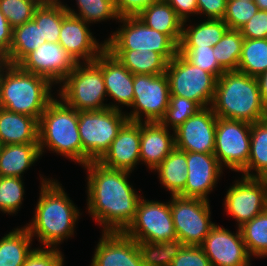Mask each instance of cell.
Here are the masks:
<instances>
[{
  "mask_svg": "<svg viewBox=\"0 0 267 266\" xmlns=\"http://www.w3.org/2000/svg\"><path fill=\"white\" fill-rule=\"evenodd\" d=\"M87 169V210L103 232H124L135 218L140 195L129 184L130 173L108 168L98 161Z\"/></svg>",
  "mask_w": 267,
  "mask_h": 266,
  "instance_id": "cell-1",
  "label": "cell"
},
{
  "mask_svg": "<svg viewBox=\"0 0 267 266\" xmlns=\"http://www.w3.org/2000/svg\"><path fill=\"white\" fill-rule=\"evenodd\" d=\"M41 179L34 217L25 228L31 237H38L43 247L57 248L64 239L73 236L81 214L57 180Z\"/></svg>",
  "mask_w": 267,
  "mask_h": 266,
  "instance_id": "cell-2",
  "label": "cell"
},
{
  "mask_svg": "<svg viewBox=\"0 0 267 266\" xmlns=\"http://www.w3.org/2000/svg\"><path fill=\"white\" fill-rule=\"evenodd\" d=\"M217 117L260 122L267 119L256 77L239 71H225L216 82L210 106Z\"/></svg>",
  "mask_w": 267,
  "mask_h": 266,
  "instance_id": "cell-3",
  "label": "cell"
},
{
  "mask_svg": "<svg viewBox=\"0 0 267 266\" xmlns=\"http://www.w3.org/2000/svg\"><path fill=\"white\" fill-rule=\"evenodd\" d=\"M52 83L39 75L5 63L0 74V107L37 121L54 99Z\"/></svg>",
  "mask_w": 267,
  "mask_h": 266,
  "instance_id": "cell-4",
  "label": "cell"
},
{
  "mask_svg": "<svg viewBox=\"0 0 267 266\" xmlns=\"http://www.w3.org/2000/svg\"><path fill=\"white\" fill-rule=\"evenodd\" d=\"M38 144L41 156L47 146L83 166V148L78 131V111L61 99H53L38 120Z\"/></svg>",
  "mask_w": 267,
  "mask_h": 266,
  "instance_id": "cell-5",
  "label": "cell"
},
{
  "mask_svg": "<svg viewBox=\"0 0 267 266\" xmlns=\"http://www.w3.org/2000/svg\"><path fill=\"white\" fill-rule=\"evenodd\" d=\"M60 84L59 98L77 111H98L109 108L102 69L94 62L76 63Z\"/></svg>",
  "mask_w": 267,
  "mask_h": 266,
  "instance_id": "cell-6",
  "label": "cell"
},
{
  "mask_svg": "<svg viewBox=\"0 0 267 266\" xmlns=\"http://www.w3.org/2000/svg\"><path fill=\"white\" fill-rule=\"evenodd\" d=\"M128 121L120 110L78 111V131L83 148V165L98 161Z\"/></svg>",
  "mask_w": 267,
  "mask_h": 266,
  "instance_id": "cell-7",
  "label": "cell"
},
{
  "mask_svg": "<svg viewBox=\"0 0 267 266\" xmlns=\"http://www.w3.org/2000/svg\"><path fill=\"white\" fill-rule=\"evenodd\" d=\"M166 74L170 96L195 101L201 108L211 106L217 82L213 74L196 67L179 52L168 62Z\"/></svg>",
  "mask_w": 267,
  "mask_h": 266,
  "instance_id": "cell-8",
  "label": "cell"
},
{
  "mask_svg": "<svg viewBox=\"0 0 267 266\" xmlns=\"http://www.w3.org/2000/svg\"><path fill=\"white\" fill-rule=\"evenodd\" d=\"M121 28L106 39V50H148L161 54L170 62L178 45L166 34L148 27L138 17H123Z\"/></svg>",
  "mask_w": 267,
  "mask_h": 266,
  "instance_id": "cell-9",
  "label": "cell"
},
{
  "mask_svg": "<svg viewBox=\"0 0 267 266\" xmlns=\"http://www.w3.org/2000/svg\"><path fill=\"white\" fill-rule=\"evenodd\" d=\"M170 209L177 238L185 246H201L216 225L211 219L209 201L172 195Z\"/></svg>",
  "mask_w": 267,
  "mask_h": 266,
  "instance_id": "cell-10",
  "label": "cell"
},
{
  "mask_svg": "<svg viewBox=\"0 0 267 266\" xmlns=\"http://www.w3.org/2000/svg\"><path fill=\"white\" fill-rule=\"evenodd\" d=\"M133 90L134 99L131 105L133 109L132 113L127 114L128 120L140 123L160 122L165 116L170 102L167 74H133Z\"/></svg>",
  "mask_w": 267,
  "mask_h": 266,
  "instance_id": "cell-11",
  "label": "cell"
},
{
  "mask_svg": "<svg viewBox=\"0 0 267 266\" xmlns=\"http://www.w3.org/2000/svg\"><path fill=\"white\" fill-rule=\"evenodd\" d=\"M251 123L217 117L214 155L220 165L241 172L250 155Z\"/></svg>",
  "mask_w": 267,
  "mask_h": 266,
  "instance_id": "cell-12",
  "label": "cell"
},
{
  "mask_svg": "<svg viewBox=\"0 0 267 266\" xmlns=\"http://www.w3.org/2000/svg\"><path fill=\"white\" fill-rule=\"evenodd\" d=\"M124 233L136 242L158 243L177 238L170 201L162 203L141 198L135 218Z\"/></svg>",
  "mask_w": 267,
  "mask_h": 266,
  "instance_id": "cell-13",
  "label": "cell"
},
{
  "mask_svg": "<svg viewBox=\"0 0 267 266\" xmlns=\"http://www.w3.org/2000/svg\"><path fill=\"white\" fill-rule=\"evenodd\" d=\"M224 206L238 228L249 222L267 209V178L242 175L227 190Z\"/></svg>",
  "mask_w": 267,
  "mask_h": 266,
  "instance_id": "cell-14",
  "label": "cell"
},
{
  "mask_svg": "<svg viewBox=\"0 0 267 266\" xmlns=\"http://www.w3.org/2000/svg\"><path fill=\"white\" fill-rule=\"evenodd\" d=\"M75 65L76 62L59 43L48 41L18 64L22 70L42 76L52 84H61Z\"/></svg>",
  "mask_w": 267,
  "mask_h": 266,
  "instance_id": "cell-15",
  "label": "cell"
},
{
  "mask_svg": "<svg viewBox=\"0 0 267 266\" xmlns=\"http://www.w3.org/2000/svg\"><path fill=\"white\" fill-rule=\"evenodd\" d=\"M216 122L211 107L201 108L173 131L175 147L185 152L214 153Z\"/></svg>",
  "mask_w": 267,
  "mask_h": 266,
  "instance_id": "cell-16",
  "label": "cell"
},
{
  "mask_svg": "<svg viewBox=\"0 0 267 266\" xmlns=\"http://www.w3.org/2000/svg\"><path fill=\"white\" fill-rule=\"evenodd\" d=\"M212 266H250L251 256L240 229L236 233L215 225L201 245Z\"/></svg>",
  "mask_w": 267,
  "mask_h": 266,
  "instance_id": "cell-17",
  "label": "cell"
},
{
  "mask_svg": "<svg viewBox=\"0 0 267 266\" xmlns=\"http://www.w3.org/2000/svg\"><path fill=\"white\" fill-rule=\"evenodd\" d=\"M222 170L213 153L187 152V180L179 195L209 201L207 195L215 188Z\"/></svg>",
  "mask_w": 267,
  "mask_h": 266,
  "instance_id": "cell-18",
  "label": "cell"
},
{
  "mask_svg": "<svg viewBox=\"0 0 267 266\" xmlns=\"http://www.w3.org/2000/svg\"><path fill=\"white\" fill-rule=\"evenodd\" d=\"M84 20L68 14L63 20L59 44L76 63L94 61L105 49L106 41L99 44Z\"/></svg>",
  "mask_w": 267,
  "mask_h": 266,
  "instance_id": "cell-19",
  "label": "cell"
},
{
  "mask_svg": "<svg viewBox=\"0 0 267 266\" xmlns=\"http://www.w3.org/2000/svg\"><path fill=\"white\" fill-rule=\"evenodd\" d=\"M90 266H143L137 242L124 232H103Z\"/></svg>",
  "mask_w": 267,
  "mask_h": 266,
  "instance_id": "cell-20",
  "label": "cell"
},
{
  "mask_svg": "<svg viewBox=\"0 0 267 266\" xmlns=\"http://www.w3.org/2000/svg\"><path fill=\"white\" fill-rule=\"evenodd\" d=\"M140 140L141 123L128 120L98 162L108 168L134 171L140 163Z\"/></svg>",
  "mask_w": 267,
  "mask_h": 266,
  "instance_id": "cell-21",
  "label": "cell"
},
{
  "mask_svg": "<svg viewBox=\"0 0 267 266\" xmlns=\"http://www.w3.org/2000/svg\"><path fill=\"white\" fill-rule=\"evenodd\" d=\"M94 62L102 69L107 96L115 100L116 104L109 108L121 110L122 104L131 107L134 99L133 74L108 50H104Z\"/></svg>",
  "mask_w": 267,
  "mask_h": 266,
  "instance_id": "cell-22",
  "label": "cell"
},
{
  "mask_svg": "<svg viewBox=\"0 0 267 266\" xmlns=\"http://www.w3.org/2000/svg\"><path fill=\"white\" fill-rule=\"evenodd\" d=\"M161 122H142L140 161L154 170L175 148L174 134L171 136Z\"/></svg>",
  "mask_w": 267,
  "mask_h": 266,
  "instance_id": "cell-23",
  "label": "cell"
},
{
  "mask_svg": "<svg viewBox=\"0 0 267 266\" xmlns=\"http://www.w3.org/2000/svg\"><path fill=\"white\" fill-rule=\"evenodd\" d=\"M0 141L3 145L38 143V121L0 107Z\"/></svg>",
  "mask_w": 267,
  "mask_h": 266,
  "instance_id": "cell-24",
  "label": "cell"
},
{
  "mask_svg": "<svg viewBox=\"0 0 267 266\" xmlns=\"http://www.w3.org/2000/svg\"><path fill=\"white\" fill-rule=\"evenodd\" d=\"M41 157L38 143L3 145L0 177H21Z\"/></svg>",
  "mask_w": 267,
  "mask_h": 266,
  "instance_id": "cell-25",
  "label": "cell"
},
{
  "mask_svg": "<svg viewBox=\"0 0 267 266\" xmlns=\"http://www.w3.org/2000/svg\"><path fill=\"white\" fill-rule=\"evenodd\" d=\"M137 17L148 27L168 35L179 46L183 21L165 0L151 4Z\"/></svg>",
  "mask_w": 267,
  "mask_h": 266,
  "instance_id": "cell-26",
  "label": "cell"
},
{
  "mask_svg": "<svg viewBox=\"0 0 267 266\" xmlns=\"http://www.w3.org/2000/svg\"><path fill=\"white\" fill-rule=\"evenodd\" d=\"M132 74L161 75L168 61L159 53L148 50H108Z\"/></svg>",
  "mask_w": 267,
  "mask_h": 266,
  "instance_id": "cell-27",
  "label": "cell"
},
{
  "mask_svg": "<svg viewBox=\"0 0 267 266\" xmlns=\"http://www.w3.org/2000/svg\"><path fill=\"white\" fill-rule=\"evenodd\" d=\"M154 170H157L160 183L171 196L179 195L187 180V152L175 147Z\"/></svg>",
  "mask_w": 267,
  "mask_h": 266,
  "instance_id": "cell-28",
  "label": "cell"
},
{
  "mask_svg": "<svg viewBox=\"0 0 267 266\" xmlns=\"http://www.w3.org/2000/svg\"><path fill=\"white\" fill-rule=\"evenodd\" d=\"M46 40L41 37L40 26L32 19L13 28L12 44L9 55L4 59L7 64L18 65L30 52Z\"/></svg>",
  "mask_w": 267,
  "mask_h": 266,
  "instance_id": "cell-29",
  "label": "cell"
},
{
  "mask_svg": "<svg viewBox=\"0 0 267 266\" xmlns=\"http://www.w3.org/2000/svg\"><path fill=\"white\" fill-rule=\"evenodd\" d=\"M223 19H206L203 22L185 28L178 47H214L228 30Z\"/></svg>",
  "mask_w": 267,
  "mask_h": 266,
  "instance_id": "cell-30",
  "label": "cell"
},
{
  "mask_svg": "<svg viewBox=\"0 0 267 266\" xmlns=\"http://www.w3.org/2000/svg\"><path fill=\"white\" fill-rule=\"evenodd\" d=\"M32 237L25 227L8 232L0 239V266H23L32 252Z\"/></svg>",
  "mask_w": 267,
  "mask_h": 266,
  "instance_id": "cell-31",
  "label": "cell"
},
{
  "mask_svg": "<svg viewBox=\"0 0 267 266\" xmlns=\"http://www.w3.org/2000/svg\"><path fill=\"white\" fill-rule=\"evenodd\" d=\"M241 173L247 177L267 178V119L251 124L248 165Z\"/></svg>",
  "mask_w": 267,
  "mask_h": 266,
  "instance_id": "cell-32",
  "label": "cell"
},
{
  "mask_svg": "<svg viewBox=\"0 0 267 266\" xmlns=\"http://www.w3.org/2000/svg\"><path fill=\"white\" fill-rule=\"evenodd\" d=\"M68 15L60 0L41 3L35 10L33 20L40 26L41 37L53 43L59 42L62 20Z\"/></svg>",
  "mask_w": 267,
  "mask_h": 266,
  "instance_id": "cell-33",
  "label": "cell"
},
{
  "mask_svg": "<svg viewBox=\"0 0 267 266\" xmlns=\"http://www.w3.org/2000/svg\"><path fill=\"white\" fill-rule=\"evenodd\" d=\"M183 246L178 238L158 243L137 242L143 266H170Z\"/></svg>",
  "mask_w": 267,
  "mask_h": 266,
  "instance_id": "cell-34",
  "label": "cell"
},
{
  "mask_svg": "<svg viewBox=\"0 0 267 266\" xmlns=\"http://www.w3.org/2000/svg\"><path fill=\"white\" fill-rule=\"evenodd\" d=\"M267 70V38H244L237 71L257 77Z\"/></svg>",
  "mask_w": 267,
  "mask_h": 266,
  "instance_id": "cell-35",
  "label": "cell"
},
{
  "mask_svg": "<svg viewBox=\"0 0 267 266\" xmlns=\"http://www.w3.org/2000/svg\"><path fill=\"white\" fill-rule=\"evenodd\" d=\"M239 229L249 255L267 257V209Z\"/></svg>",
  "mask_w": 267,
  "mask_h": 266,
  "instance_id": "cell-36",
  "label": "cell"
},
{
  "mask_svg": "<svg viewBox=\"0 0 267 266\" xmlns=\"http://www.w3.org/2000/svg\"><path fill=\"white\" fill-rule=\"evenodd\" d=\"M243 41L239 30L228 29L213 47V55L225 71H237Z\"/></svg>",
  "mask_w": 267,
  "mask_h": 266,
  "instance_id": "cell-37",
  "label": "cell"
},
{
  "mask_svg": "<svg viewBox=\"0 0 267 266\" xmlns=\"http://www.w3.org/2000/svg\"><path fill=\"white\" fill-rule=\"evenodd\" d=\"M78 5V11H74L69 6L64 5L68 14L78 17L88 24L109 20L120 19L115 0H76Z\"/></svg>",
  "mask_w": 267,
  "mask_h": 266,
  "instance_id": "cell-38",
  "label": "cell"
},
{
  "mask_svg": "<svg viewBox=\"0 0 267 266\" xmlns=\"http://www.w3.org/2000/svg\"><path fill=\"white\" fill-rule=\"evenodd\" d=\"M24 192L21 177H0V211L15 214L22 205Z\"/></svg>",
  "mask_w": 267,
  "mask_h": 266,
  "instance_id": "cell-39",
  "label": "cell"
},
{
  "mask_svg": "<svg viewBox=\"0 0 267 266\" xmlns=\"http://www.w3.org/2000/svg\"><path fill=\"white\" fill-rule=\"evenodd\" d=\"M200 109L201 107L195 101L181 96H170L169 106L160 122L168 129L171 126L174 131Z\"/></svg>",
  "mask_w": 267,
  "mask_h": 266,
  "instance_id": "cell-40",
  "label": "cell"
},
{
  "mask_svg": "<svg viewBox=\"0 0 267 266\" xmlns=\"http://www.w3.org/2000/svg\"><path fill=\"white\" fill-rule=\"evenodd\" d=\"M39 0H0V10L12 28L33 19Z\"/></svg>",
  "mask_w": 267,
  "mask_h": 266,
  "instance_id": "cell-41",
  "label": "cell"
},
{
  "mask_svg": "<svg viewBox=\"0 0 267 266\" xmlns=\"http://www.w3.org/2000/svg\"><path fill=\"white\" fill-rule=\"evenodd\" d=\"M178 52L190 63L213 74L217 79L225 72L213 55V47H178Z\"/></svg>",
  "mask_w": 267,
  "mask_h": 266,
  "instance_id": "cell-42",
  "label": "cell"
},
{
  "mask_svg": "<svg viewBox=\"0 0 267 266\" xmlns=\"http://www.w3.org/2000/svg\"><path fill=\"white\" fill-rule=\"evenodd\" d=\"M259 11L254 1L227 0L223 21L229 29L239 30Z\"/></svg>",
  "mask_w": 267,
  "mask_h": 266,
  "instance_id": "cell-43",
  "label": "cell"
},
{
  "mask_svg": "<svg viewBox=\"0 0 267 266\" xmlns=\"http://www.w3.org/2000/svg\"><path fill=\"white\" fill-rule=\"evenodd\" d=\"M64 258L58 248H35L27 256L23 266H63Z\"/></svg>",
  "mask_w": 267,
  "mask_h": 266,
  "instance_id": "cell-44",
  "label": "cell"
},
{
  "mask_svg": "<svg viewBox=\"0 0 267 266\" xmlns=\"http://www.w3.org/2000/svg\"><path fill=\"white\" fill-rule=\"evenodd\" d=\"M170 266H212L201 246H183Z\"/></svg>",
  "mask_w": 267,
  "mask_h": 266,
  "instance_id": "cell-45",
  "label": "cell"
},
{
  "mask_svg": "<svg viewBox=\"0 0 267 266\" xmlns=\"http://www.w3.org/2000/svg\"><path fill=\"white\" fill-rule=\"evenodd\" d=\"M239 31L244 38L266 39L267 38V11L259 10Z\"/></svg>",
  "mask_w": 267,
  "mask_h": 266,
  "instance_id": "cell-46",
  "label": "cell"
},
{
  "mask_svg": "<svg viewBox=\"0 0 267 266\" xmlns=\"http://www.w3.org/2000/svg\"><path fill=\"white\" fill-rule=\"evenodd\" d=\"M160 0H115V6L120 18L137 17L148 6Z\"/></svg>",
  "mask_w": 267,
  "mask_h": 266,
  "instance_id": "cell-47",
  "label": "cell"
},
{
  "mask_svg": "<svg viewBox=\"0 0 267 266\" xmlns=\"http://www.w3.org/2000/svg\"><path fill=\"white\" fill-rule=\"evenodd\" d=\"M198 14H205L208 19H223L227 0H197Z\"/></svg>",
  "mask_w": 267,
  "mask_h": 266,
  "instance_id": "cell-48",
  "label": "cell"
},
{
  "mask_svg": "<svg viewBox=\"0 0 267 266\" xmlns=\"http://www.w3.org/2000/svg\"><path fill=\"white\" fill-rule=\"evenodd\" d=\"M176 12L177 16L183 21L186 26V22L189 19L190 14L198 13L197 0H165Z\"/></svg>",
  "mask_w": 267,
  "mask_h": 266,
  "instance_id": "cell-49",
  "label": "cell"
},
{
  "mask_svg": "<svg viewBox=\"0 0 267 266\" xmlns=\"http://www.w3.org/2000/svg\"><path fill=\"white\" fill-rule=\"evenodd\" d=\"M12 34L13 28L0 10V59L4 60L9 55Z\"/></svg>",
  "mask_w": 267,
  "mask_h": 266,
  "instance_id": "cell-50",
  "label": "cell"
},
{
  "mask_svg": "<svg viewBox=\"0 0 267 266\" xmlns=\"http://www.w3.org/2000/svg\"><path fill=\"white\" fill-rule=\"evenodd\" d=\"M263 104L267 107V70L256 77Z\"/></svg>",
  "mask_w": 267,
  "mask_h": 266,
  "instance_id": "cell-51",
  "label": "cell"
},
{
  "mask_svg": "<svg viewBox=\"0 0 267 266\" xmlns=\"http://www.w3.org/2000/svg\"><path fill=\"white\" fill-rule=\"evenodd\" d=\"M254 2L258 6L259 10L267 11V0H254Z\"/></svg>",
  "mask_w": 267,
  "mask_h": 266,
  "instance_id": "cell-52",
  "label": "cell"
},
{
  "mask_svg": "<svg viewBox=\"0 0 267 266\" xmlns=\"http://www.w3.org/2000/svg\"><path fill=\"white\" fill-rule=\"evenodd\" d=\"M6 62L3 59H0V74H1V68Z\"/></svg>",
  "mask_w": 267,
  "mask_h": 266,
  "instance_id": "cell-53",
  "label": "cell"
},
{
  "mask_svg": "<svg viewBox=\"0 0 267 266\" xmlns=\"http://www.w3.org/2000/svg\"><path fill=\"white\" fill-rule=\"evenodd\" d=\"M39 1H41L42 3H46V2L56 1V0H39Z\"/></svg>",
  "mask_w": 267,
  "mask_h": 266,
  "instance_id": "cell-54",
  "label": "cell"
},
{
  "mask_svg": "<svg viewBox=\"0 0 267 266\" xmlns=\"http://www.w3.org/2000/svg\"><path fill=\"white\" fill-rule=\"evenodd\" d=\"M2 147H3V144H2V142L0 141V153H1V149H2Z\"/></svg>",
  "mask_w": 267,
  "mask_h": 266,
  "instance_id": "cell-55",
  "label": "cell"
}]
</instances>
